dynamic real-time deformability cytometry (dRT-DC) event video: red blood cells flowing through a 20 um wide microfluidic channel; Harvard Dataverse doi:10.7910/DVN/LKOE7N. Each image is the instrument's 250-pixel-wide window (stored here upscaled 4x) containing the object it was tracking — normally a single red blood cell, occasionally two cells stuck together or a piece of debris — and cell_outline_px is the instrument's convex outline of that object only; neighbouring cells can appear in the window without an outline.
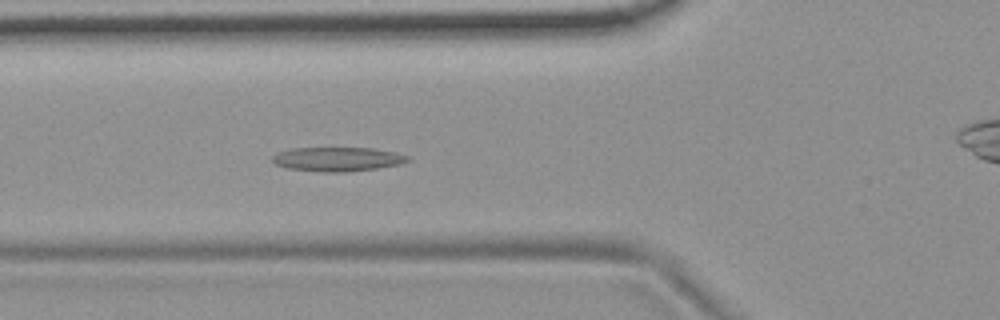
{"species": "common noctule bat (a hibernating species)", "species_latin": "Nyctalus noctula", "temperature_condition": "room temperature", "stored_images_in_passage": 57, "camera_frame_rate_fps": 3000, "um_per_image_px": 0.085, "animal": {"sex": "female", "body_mass_g": 19.9}, "frame": {"image": 1, "passage_image": 21, "time_ms": 6.667, "image_size_px": [1000, 320], "cell_outline_px": [[412, 160], [400, 164], [376, 168], [348, 172], [320, 172], [288, 168], [276, 164], [272, 160], [272, 156], [276, 152], [292, 148], [372, 148], [396, 152], [408, 156]], "centroid_in_image_um": [28.69, 13.53], "position_along_channel_um": 97.1, "area_um2": 19.13}}
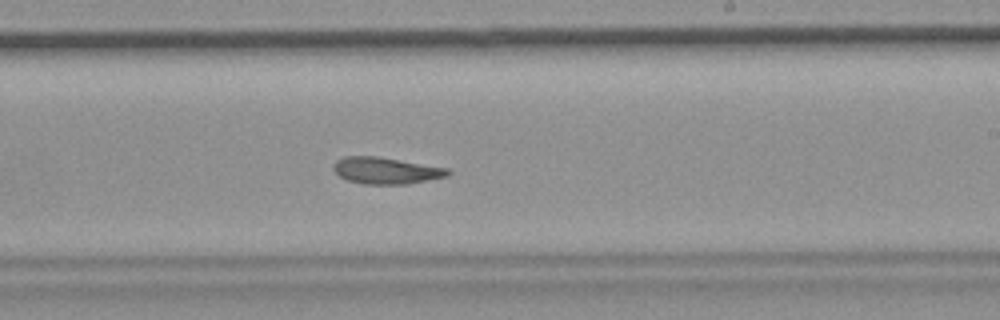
{"frame": {"image": 2, "passage_image": 34, "time_ms": 11.0, "image_size_px": [1000, 320], "cell_outline_px": [[452, 172], [448, 176], [408, 184], [364, 184], [348, 180], [340, 176], [332, 168], [336, 160], [344, 156], [376, 156], [448, 168]], "centroid_in_image_um": [32.82, 14.5], "position_along_channel_um": 256.2, "area_um2": 17.69}}
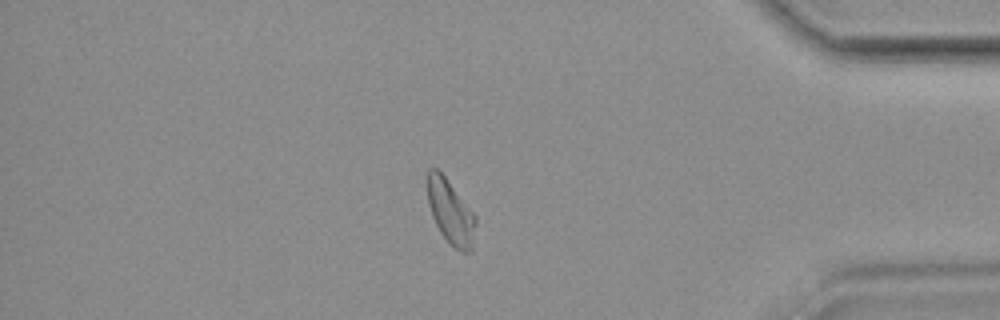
{"frame": {"image": 3, "passage_image": 48, "time_ms": 15.667, "image_size_px": [1000, 320], "cell_outline_px": [[476, 224], [472, 248], [468, 252], [460, 252], [452, 248], [448, 244], [440, 232], [432, 216], [428, 204], [428, 168], [436, 168], [444, 176], [476, 216]], "centroid_in_image_um": [38.3, 18.08], "position_along_channel_um": 396.9, "area_um2": 17.98}, "authors_computed_cell_mechanics": {"area_um2": 18.9584, "velocity_mm_per_s": 3.6733, "shape_relaxation_time_tau1_ms": null, "shape_relaxation_time_tau2_ms": 8.7837, "deformation_change_tau1": null, "deformation_change_tau2": 0.1645}}